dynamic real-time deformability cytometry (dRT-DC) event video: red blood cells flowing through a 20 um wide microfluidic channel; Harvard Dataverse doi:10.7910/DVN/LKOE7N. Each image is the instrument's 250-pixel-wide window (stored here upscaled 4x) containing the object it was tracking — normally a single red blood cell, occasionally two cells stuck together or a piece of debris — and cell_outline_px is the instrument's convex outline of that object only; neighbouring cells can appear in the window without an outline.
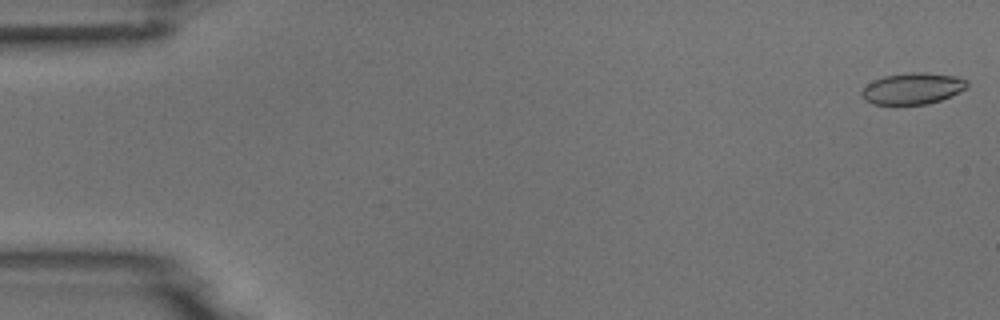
{"species": "common noctule bat (a hibernating species)", "species_latin": "Nyctalus noctula", "temperature_condition": "room temperature", "stored_images_in_passage": 5, "camera_frame_rate_fps": 3000, "um_per_image_px": 0.085, "animal": {"sex": "male", "body_mass_g": 18.8}, "frame": {"image": 1, "passage_image": 1, "time_ms": 0.0, "image_size_px": [1000, 320], "cell_outline_px": [[968, 88], [960, 92], [940, 100], [928, 104], [872, 104], [864, 100], [860, 96], [860, 92], [872, 80], [884, 76], [908, 72], [924, 72], [960, 76], [968, 80]], "centroid_in_image_um": [77.59, 7.51], "position_along_channel_um": 7.4, "area_um2": 19.59}}
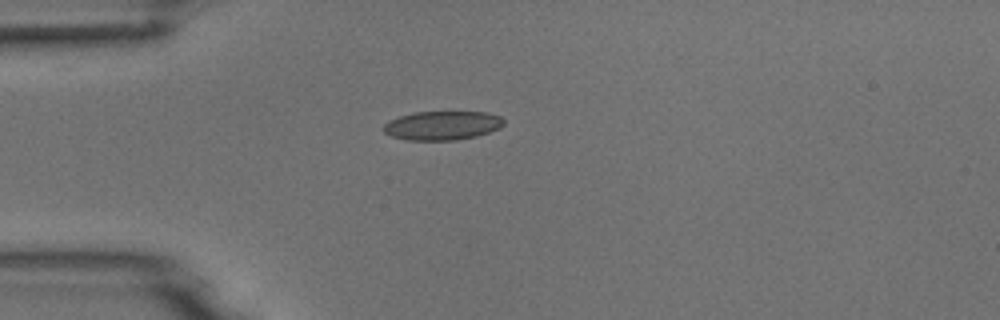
{"frame": {"image": 2, "passage_image": 4, "time_ms": 4.333, "image_size_px": [1000, 320], "cell_outline_px": [[504, 124], [500, 128], [476, 136], [456, 140], [404, 140], [392, 136], [384, 132], [380, 128], [388, 120], [412, 112], [488, 112], [500, 116], [504, 120]], "centroid_in_image_um": [37.56, 10.66], "position_along_channel_um": 47.4, "area_um2": 20.46}}